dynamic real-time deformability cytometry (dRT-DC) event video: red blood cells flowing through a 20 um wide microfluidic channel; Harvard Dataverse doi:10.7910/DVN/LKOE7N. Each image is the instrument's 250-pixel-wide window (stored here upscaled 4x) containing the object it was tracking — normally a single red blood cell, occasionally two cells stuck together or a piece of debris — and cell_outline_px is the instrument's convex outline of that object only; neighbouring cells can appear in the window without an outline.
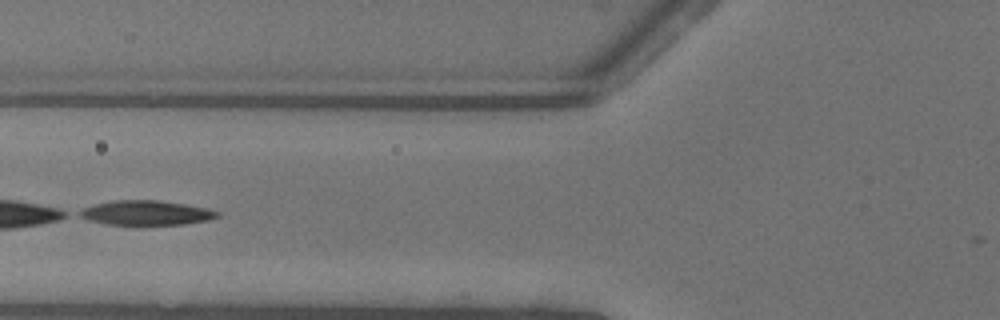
{"species": "common noctule bat (a hibernating species)", "species_latin": "Nyctalus noctula", "temperature_condition": "warm", "stored_images_in_passage": 31, "camera_frame_rate_fps": 3000, "um_per_image_px": 0.085, "animal": {"sex": "female"}, "frame": {"image": 1, "passage_image": 5, "time_ms": 1.333, "image_size_px": [1000, 320], "cell_outline_px": [[220, 216], [208, 220], [184, 224], [140, 228], [104, 224], [88, 220], [80, 216], [76, 212], [92, 204], [116, 200], [156, 200], [184, 204], [204, 208], [220, 212]], "centroid_in_image_um": [12.36, 18.14], "position_along_channel_um": 113.4, "area_um2": 20.69}}